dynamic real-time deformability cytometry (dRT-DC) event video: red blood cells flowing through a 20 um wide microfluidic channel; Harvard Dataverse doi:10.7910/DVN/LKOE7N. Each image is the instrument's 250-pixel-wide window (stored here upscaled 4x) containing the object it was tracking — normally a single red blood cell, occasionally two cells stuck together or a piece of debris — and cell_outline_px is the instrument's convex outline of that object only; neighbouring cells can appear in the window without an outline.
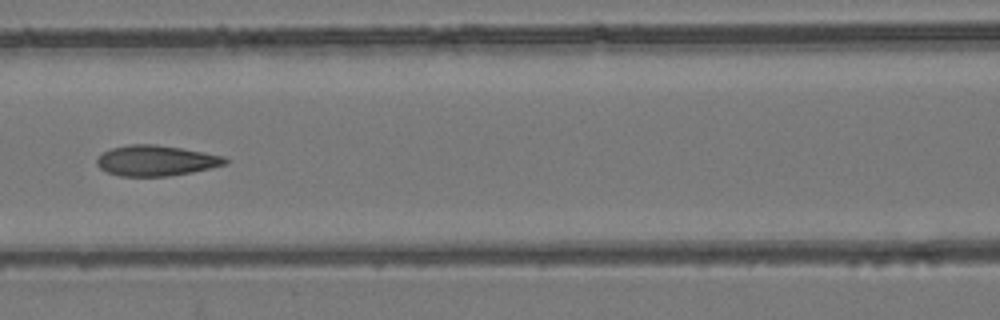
{"species": "common noctule bat (a hibernating species)", "species_latin": "Nyctalus noctula", "temperature_condition": "room temperature", "stored_images_in_passage": 6, "camera_frame_rate_fps": 3000, "um_per_image_px": 0.085, "animal": {"sex": "female", "body_mass_g": 24.6, "forearm_length_mm": 56.2}, "frame": {"image": 1, "passage_image": 6, "time_ms": 1.667, "image_size_px": [1000, 320], "cell_outline_px": [[228, 164], [192, 172], [168, 176], [120, 176], [108, 172], [100, 168], [96, 164], [96, 160], [104, 152], [112, 148], [128, 144], [156, 144], [204, 152], [224, 156], [228, 160]], "centroid_in_image_um": [13.28, 13.65], "position_along_channel_um": 153.3, "area_um2": 22.77}}